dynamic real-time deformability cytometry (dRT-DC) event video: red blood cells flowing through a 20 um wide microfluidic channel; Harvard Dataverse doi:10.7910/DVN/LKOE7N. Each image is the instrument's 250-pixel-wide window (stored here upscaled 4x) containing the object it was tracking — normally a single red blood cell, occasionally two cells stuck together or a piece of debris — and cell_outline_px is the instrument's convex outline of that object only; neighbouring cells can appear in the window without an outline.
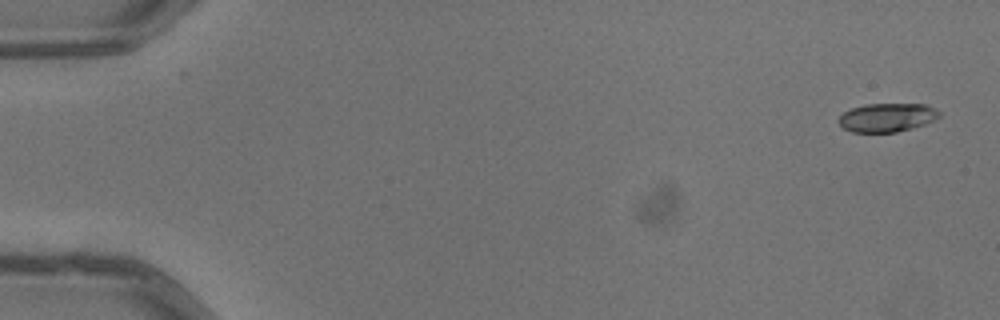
{"species": "common noctule bat (a hibernating species)", "species_latin": "Nyctalus noctula", "temperature_condition": "warm", "stored_images_in_passage": 3, "camera_frame_rate_fps": 3000, "um_per_image_px": 0.085, "animal": {"sex": "male", "body_mass_g": 13.3}, "frame": {"image": 1, "passage_image": 1, "time_ms": 0.0, "image_size_px": [1000, 320], "cell_outline_px": [[940, 116], [924, 124], [912, 128], [896, 132], [852, 132], [844, 128], [836, 120], [844, 112], [852, 108], [868, 104], [928, 104], [936, 108], [940, 112]], "centroid_in_image_um": [75.41, 9.98], "position_along_channel_um": 9.6, "area_um2": 16.76}}
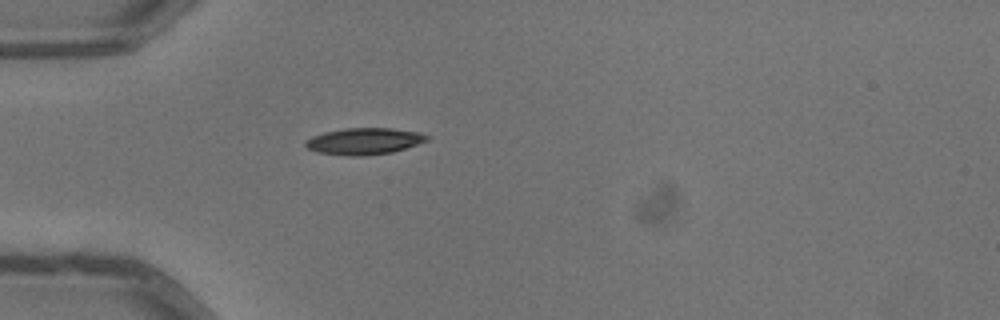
{"frame": {"image": 2, "passage_image": 3, "time_ms": 0.667, "image_size_px": [1000, 320], "cell_outline_px": [[428, 140], [392, 152], [364, 156], [352, 156], [316, 152], [308, 148], [304, 144], [304, 140], [312, 136], [324, 132], [344, 128], [392, 128], [420, 132], [428, 136]], "centroid_in_image_um": [30.91, 12.0], "position_along_channel_um": 54.1, "area_um2": 18.79}}